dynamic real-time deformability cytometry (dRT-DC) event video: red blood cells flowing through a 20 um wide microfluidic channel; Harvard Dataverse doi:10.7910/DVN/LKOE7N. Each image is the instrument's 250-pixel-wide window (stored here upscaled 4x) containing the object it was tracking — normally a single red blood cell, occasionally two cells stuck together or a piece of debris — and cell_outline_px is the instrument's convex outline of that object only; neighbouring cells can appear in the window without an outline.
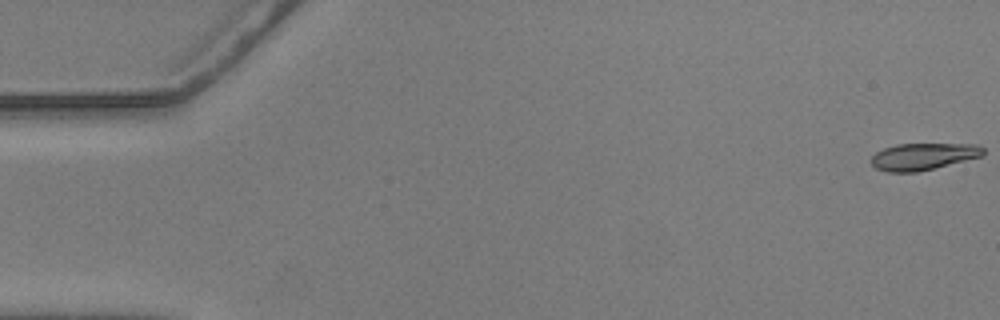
{"species": "common noctule bat (a hibernating species)", "species_latin": "Nyctalus noctula", "temperature_condition": "warm", "stored_images_in_passage": 57, "camera_frame_rate_fps": 3000, "um_per_image_px": 0.085, "animal": {"sex": "male", "body_mass_g": 20.5, "forearm_length_mm": 52.5}, "frame": {"image": 1, "passage_image": 1, "time_ms": 0.0, "image_size_px": [1000, 320], "cell_outline_px": [[984, 156], [916, 172], [888, 172], [876, 168], [872, 164], [872, 156], [876, 152], [884, 148], [896, 144], [980, 144], [984, 148]], "centroid_in_image_um": [78.51, 13.29], "position_along_channel_um": 6.5, "area_um2": 17.51}}
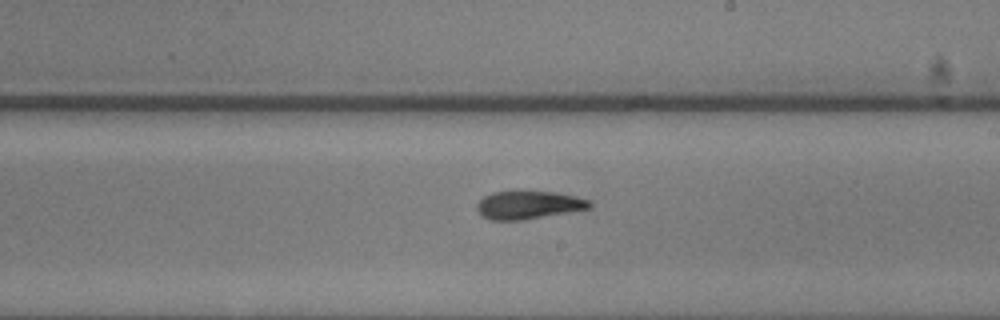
{"frame": {"image": 2, "passage_image": 33, "time_ms": 10.667, "image_size_px": [1000, 320], "cell_outline_px": [[592, 208], [524, 220], [488, 220], [480, 216], [476, 208], [476, 204], [484, 196], [492, 192], [516, 188], [524, 188], [556, 192], [576, 196], [588, 200], [592, 204]], "centroid_in_image_um": [44.88, 17.37], "position_along_channel_um": 244.1, "area_um2": 19.54}}
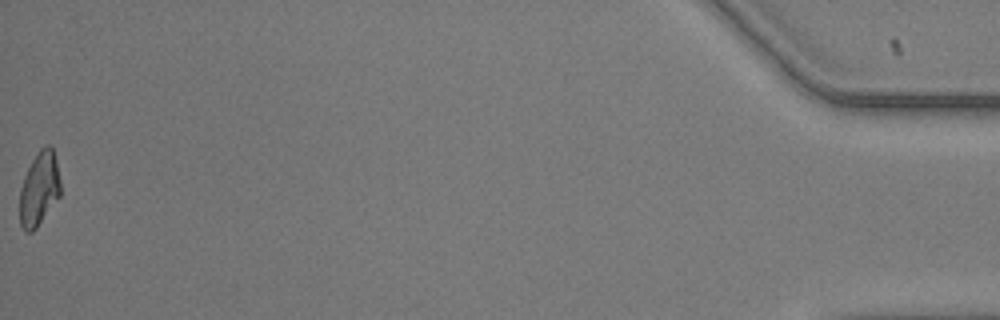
{"frame": {"image": 3, "passage_image": 57, "time_ms": 18.667, "image_size_px": [1000, 320], "cell_outline_px": [[60, 196], [36, 228], [32, 232], [24, 232], [20, 224], [20, 188], [24, 176], [32, 160], [40, 148], [44, 144], [48, 144], [52, 148], [56, 160], [60, 180]], "centroid_in_image_um": [3.33, 16.05], "position_along_channel_um": 431.9, "area_um2": 17.57}, "authors_computed_cell_mechanics": {"area_um2": 18.5538, "velocity_mm_per_s": 3.6085, "shape_relaxation_time_tau1_ms": 10.1053, "shape_relaxation_time_tau2_ms": 5.0788, "deformation_change_tau1": 0.2769, "deformation_change_tau2": 0.1246}}